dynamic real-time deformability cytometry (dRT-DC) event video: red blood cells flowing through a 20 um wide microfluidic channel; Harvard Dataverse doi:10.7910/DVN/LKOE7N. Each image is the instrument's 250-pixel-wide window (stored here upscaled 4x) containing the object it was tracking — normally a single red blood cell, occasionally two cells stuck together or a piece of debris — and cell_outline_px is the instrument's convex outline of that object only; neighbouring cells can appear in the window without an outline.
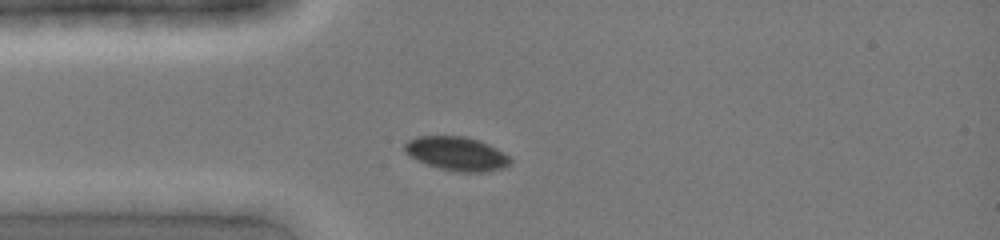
{"species": "common noctule bat (a hibernating species)", "species_latin": "Nyctalus noctula", "temperature_condition": "cold", "stored_images_in_passage": 6, "camera_frame_rate_fps": 3000, "um_per_image_px": 0.085, "animal": {"sex": "female", "body_mass_g": 19.0, "forearm_length_mm": 51.5}, "frame": {"image": 1, "passage_image": 1, "time_ms": 0.0, "image_size_px": [1000, 240], "cell_outline_px": [[512, 164], [504, 168], [484, 172], [456, 172], [440, 168], [428, 164], [404, 152], [404, 144], [408, 140], [416, 136], [464, 136], [480, 140], [512, 156]], "centroid_in_image_um": [38.88, 13.06], "position_along_channel_um": 46.1, "area_um2": 20.98}}